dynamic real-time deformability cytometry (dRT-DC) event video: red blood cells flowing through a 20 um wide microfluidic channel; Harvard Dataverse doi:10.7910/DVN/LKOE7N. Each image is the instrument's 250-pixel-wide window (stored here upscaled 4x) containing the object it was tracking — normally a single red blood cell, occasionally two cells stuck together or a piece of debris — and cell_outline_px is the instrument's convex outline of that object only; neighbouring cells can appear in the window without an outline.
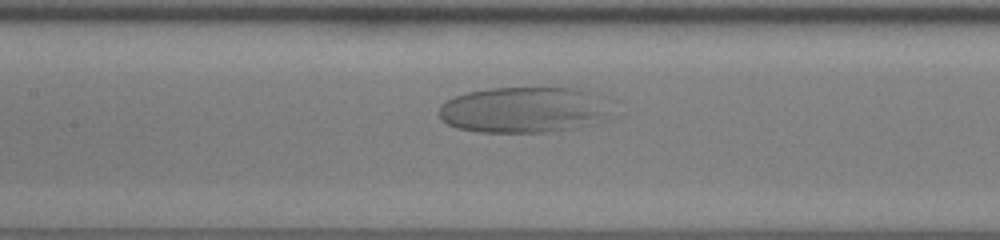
{"species": "human", "species_latin": "Homo sapiens", "temperature_condition": "room temperature", "stored_images_in_passage": 46, "camera_frame_rate_fps": 3000, "um_per_image_px": 0.085, "donor": {"sex": "female"}, "frame": {"image": 1, "passage_image": 19, "time_ms": 6.0, "image_size_px": [1000, 240], "cell_outline_px": [[620, 116], [612, 120], [580, 128], [548, 132], [480, 132], [456, 128], [440, 120], [440, 104], [456, 96], [468, 92], [488, 88], [580, 88], [596, 92], [612, 100]], "centroid_in_image_um": [44.82, 9.34], "position_along_channel_um": 162.6, "area_um2": 48.32}}
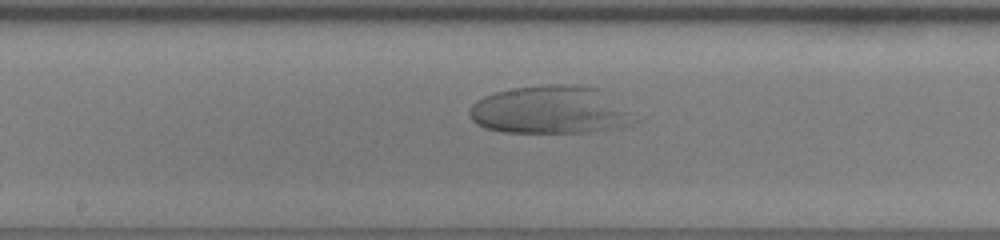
{"frame": {"image": 2, "passage_image": 22, "time_ms": 7.0, "image_size_px": [1000, 240], "cell_outline_px": [[636, 120], [628, 124], [612, 128], [588, 132], [504, 132], [484, 128], [476, 124], [472, 120], [468, 112], [472, 104], [476, 100], [484, 96], [496, 92], [512, 88], [548, 84], [572, 84], [600, 88], [628, 112]], "centroid_in_image_um": [46.69, 9.34], "position_along_channel_um": 201.5, "area_um2": 45.66}}
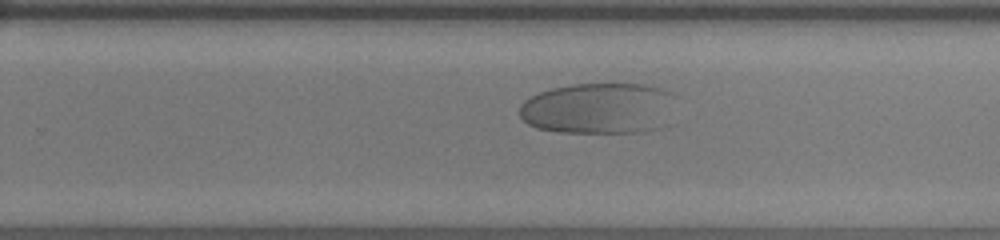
{"frame": {"image": 3, "passage_image": 28, "time_ms": 9.0, "image_size_px": [1000, 240], "cell_outline_px": [[672, 96], [668, 124], [660, 128], [640, 132], [560, 132], [536, 128], [528, 124], [520, 116], [520, 104], [524, 100], [540, 92], [552, 88], [572, 84], [644, 84], [660, 88], [672, 92]], "centroid_in_image_um": [50.88, 9.21], "position_along_channel_um": 278.9, "area_um2": 46.59}}